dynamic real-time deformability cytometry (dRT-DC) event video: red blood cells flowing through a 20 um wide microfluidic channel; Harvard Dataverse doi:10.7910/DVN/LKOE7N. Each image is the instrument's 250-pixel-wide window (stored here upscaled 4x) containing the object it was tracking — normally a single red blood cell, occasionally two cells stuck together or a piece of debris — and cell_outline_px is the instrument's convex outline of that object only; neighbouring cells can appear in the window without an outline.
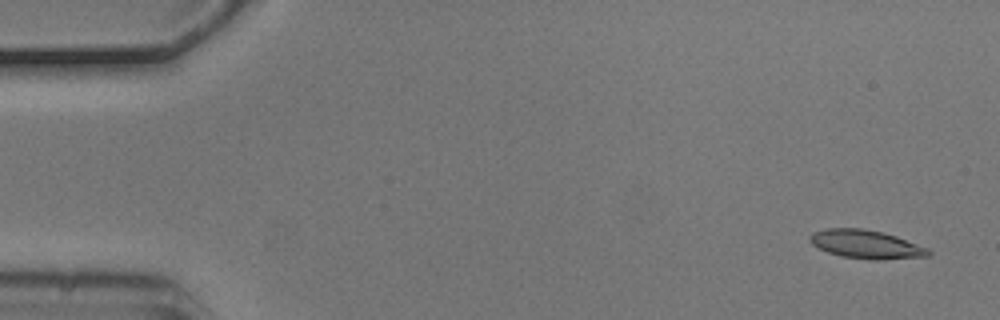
{"species": "common noctule bat (a hibernating species)", "species_latin": "Nyctalus noctula", "temperature_condition": "cold", "stored_images_in_passage": 2, "camera_frame_rate_fps": 3000, "um_per_image_px": 0.085, "animal": {"sex": "male", "body_mass_g": 20.5, "forearm_length_mm": 52.5}, "frame": {"image": 1, "passage_image": 2, "time_ms": 0.333, "image_size_px": [1000, 320], "cell_outline_px": [[932, 252], [928, 256], [880, 260], [872, 260], [840, 256], [828, 252], [812, 244], [808, 240], [808, 236], [812, 232], [828, 228], [864, 228], [884, 232], [896, 236], [928, 248]], "centroid_in_image_um": [73.6, 20.76], "position_along_channel_um": 11.4, "area_um2": 19.83}}